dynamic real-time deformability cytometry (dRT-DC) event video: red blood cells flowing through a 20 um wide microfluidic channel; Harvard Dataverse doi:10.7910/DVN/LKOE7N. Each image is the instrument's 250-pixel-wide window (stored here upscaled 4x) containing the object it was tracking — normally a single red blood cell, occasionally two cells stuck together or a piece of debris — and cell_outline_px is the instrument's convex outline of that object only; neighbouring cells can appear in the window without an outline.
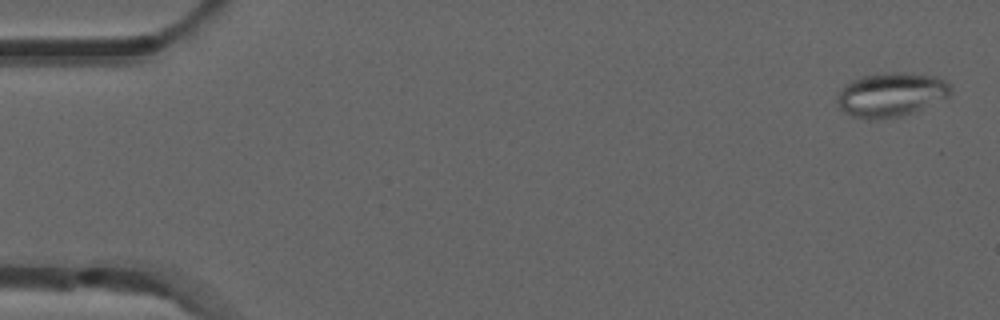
{"species": "common noctule bat (a hibernating species)", "species_latin": "Nyctalus noctula", "temperature_condition": "room temperature", "stored_images_in_passage": 6, "camera_frame_rate_fps": 3000, "um_per_image_px": 0.085, "animal": {"sex": "male", "forearm_length_mm": 52.5}, "frame": {"image": 1, "passage_image": 1, "time_ms": 0.0, "image_size_px": [1000, 320], "cell_outline_px": [[952, 96], [924, 108], [900, 116], [872, 120], [868, 120], [852, 116], [844, 112], [840, 108], [836, 100], [844, 84], [848, 80], [864, 76], [888, 72], [908, 72], [936, 76], [944, 80], [952, 88]], "centroid_in_image_um": [75.75, 8.04], "position_along_channel_um": 9.2, "area_um2": 29.54}}
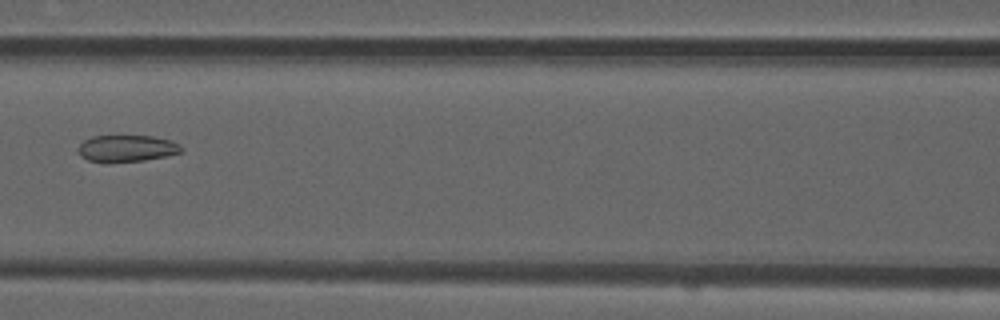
{"frame": {"image": 2, "passage_image": 6, "time_ms": 1.667, "image_size_px": [1000, 320], "cell_outline_px": [[184, 148], [180, 152], [168, 156], [144, 160], [104, 164], [88, 160], [80, 156], [80, 144], [84, 140], [92, 136], [152, 136], [172, 140], [180, 144]], "centroid_in_image_um": [10.79, 12.63], "position_along_channel_um": 155.8, "area_um2": 16.36}}